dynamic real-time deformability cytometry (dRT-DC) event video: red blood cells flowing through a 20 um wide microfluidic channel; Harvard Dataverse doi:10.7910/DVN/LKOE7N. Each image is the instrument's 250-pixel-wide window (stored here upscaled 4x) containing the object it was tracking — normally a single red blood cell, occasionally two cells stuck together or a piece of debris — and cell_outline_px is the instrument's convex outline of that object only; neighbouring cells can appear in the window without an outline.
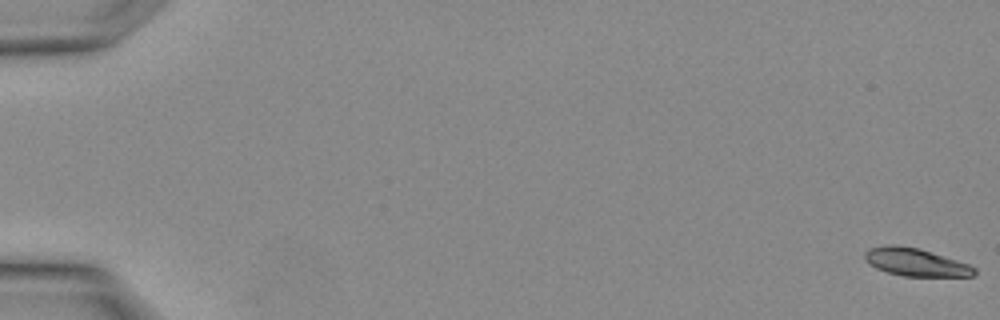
{"species": "Egyptian fruit bat (a non-hibernating species)", "species_latin": "Rousettus aegyptiacus", "temperature_condition": "warm", "stored_images_in_passage": 6, "camera_frame_rate_fps": 3000, "um_per_image_px": 0.085, "animal": {"sex": "female"}, "frame": {"image": 1, "passage_image": 1, "time_ms": 0.0, "image_size_px": [1000, 320], "cell_outline_px": [[976, 272], [972, 276], [904, 276], [888, 272], [876, 268], [868, 264], [864, 260], [864, 252], [868, 248], [888, 244], [896, 244], [916, 248], [956, 260], [968, 264], [976, 268]], "centroid_in_image_um": [77.76, 22.28], "position_along_channel_um": 7.2, "area_um2": 17.63}}
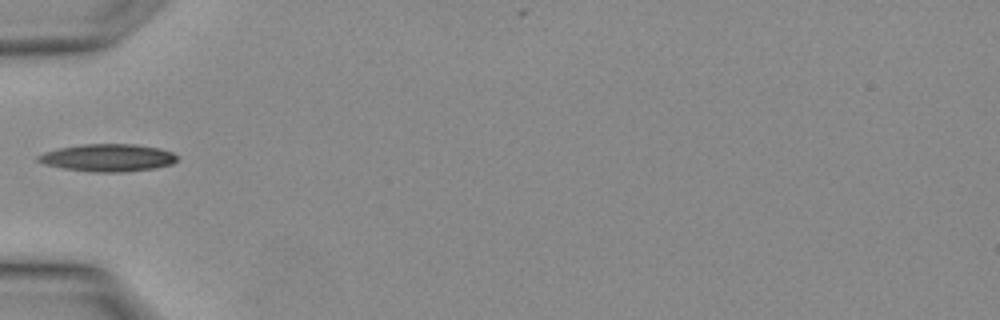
{"frame": {"image": 2, "passage_image": 6, "time_ms": 1.667, "image_size_px": [1000, 320], "cell_outline_px": [[176, 160], [172, 164], [152, 168], [120, 172], [96, 172], [64, 168], [44, 164], [36, 160], [36, 156], [44, 152], [60, 148], [80, 144], [136, 144], [160, 148], [172, 152], [176, 156]], "centroid_in_image_um": [9.14, 13.39], "position_along_channel_um": 75.9, "area_um2": 22.08}}